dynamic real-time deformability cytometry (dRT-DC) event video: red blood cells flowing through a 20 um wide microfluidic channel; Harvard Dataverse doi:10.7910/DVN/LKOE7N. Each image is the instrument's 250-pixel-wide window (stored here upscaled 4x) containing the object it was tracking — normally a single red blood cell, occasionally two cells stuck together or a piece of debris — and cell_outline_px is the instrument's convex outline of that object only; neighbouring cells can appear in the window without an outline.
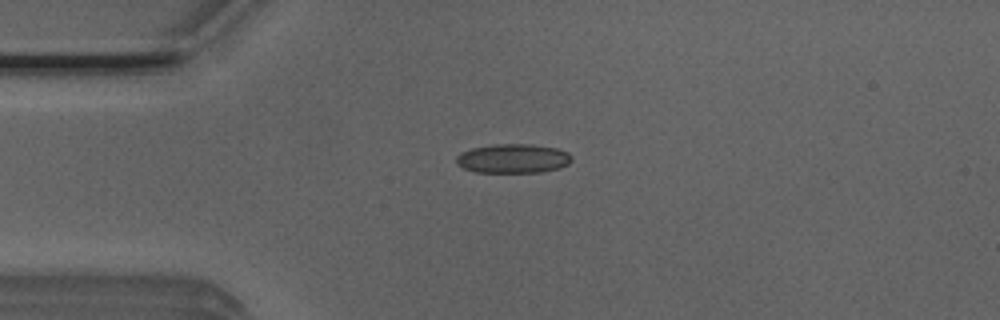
{"species": "Egyptian fruit bat (a non-hibernating species)", "species_latin": "Rousettus aegyptiacus", "temperature_condition": "room temperature", "stored_images_in_passage": 5, "camera_frame_rate_fps": 3000, "um_per_image_px": 0.085, "animal": {"sex": "male"}, "frame": {"image": 1, "passage_image": 2, "time_ms": 0.333, "image_size_px": [1000, 320], "cell_outline_px": [[572, 160], [568, 164], [560, 168], [540, 172], [476, 172], [464, 168], [456, 164], [456, 156], [460, 152], [472, 148], [496, 144], [532, 144], [556, 148], [568, 152], [572, 156]], "centroid_in_image_um": [43.61, 13.47], "position_along_channel_um": 41.4, "area_um2": 19.71}}